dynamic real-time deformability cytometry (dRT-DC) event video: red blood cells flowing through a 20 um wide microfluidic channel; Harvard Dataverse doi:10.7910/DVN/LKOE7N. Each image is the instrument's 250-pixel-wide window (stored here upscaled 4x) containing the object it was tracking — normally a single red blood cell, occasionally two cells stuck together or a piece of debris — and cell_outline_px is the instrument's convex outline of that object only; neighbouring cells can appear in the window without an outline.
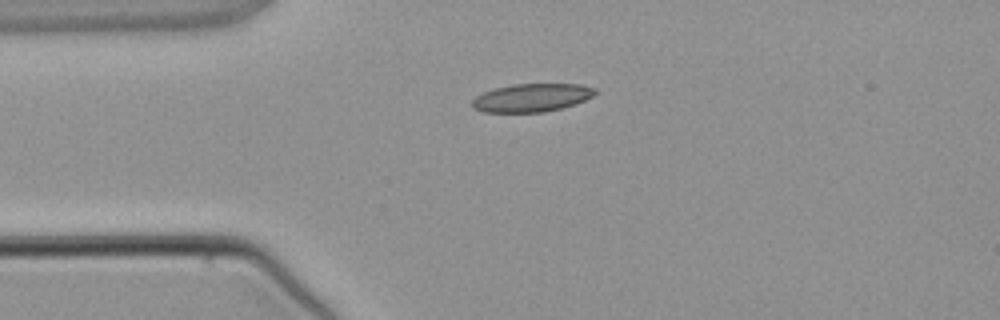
{"species": "common noctule bat (a hibernating species)", "species_latin": "Nyctalus noctula", "temperature_condition": "warm", "stored_images_in_passage": 2, "camera_frame_rate_fps": 3000, "um_per_image_px": 0.085, "animal": {"sex": "male", "body_mass_g": 21.5, "forearm_length_mm": 52.0}, "frame": {"image": 1, "passage_image": 1, "time_ms": 0.0, "image_size_px": [1000, 320], "cell_outline_px": [[600, 92], [584, 100], [560, 108], [544, 112], [484, 112], [472, 108], [472, 100], [476, 96], [484, 92], [496, 88], [516, 84], [580, 84], [596, 88]], "centroid_in_image_um": [45.21, 8.3], "position_along_channel_um": 39.8, "area_um2": 20.06}}